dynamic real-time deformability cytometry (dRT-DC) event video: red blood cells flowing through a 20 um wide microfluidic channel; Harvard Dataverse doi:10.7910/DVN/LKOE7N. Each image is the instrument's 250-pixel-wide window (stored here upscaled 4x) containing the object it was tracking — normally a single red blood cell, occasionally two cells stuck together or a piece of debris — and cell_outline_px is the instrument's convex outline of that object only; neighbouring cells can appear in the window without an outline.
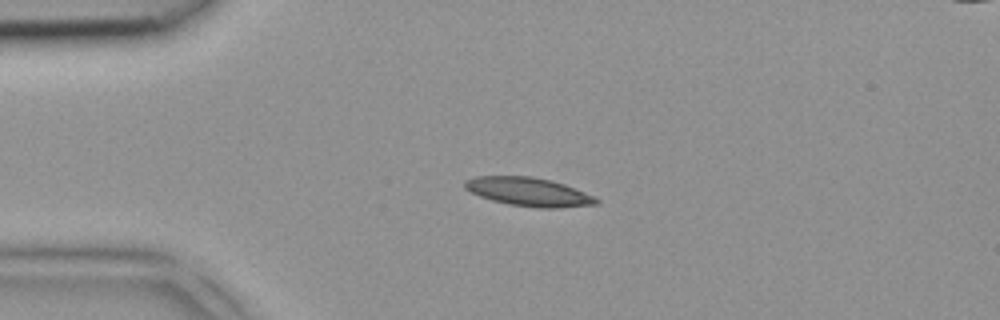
{"species": "common noctule bat (a hibernating species)", "species_latin": "Nyctalus noctula", "temperature_condition": "room temperature", "stored_images_in_passage": 2, "camera_frame_rate_fps": 3000, "um_per_image_px": 0.085, "animal": {"sex": "female", "body_mass_g": 18.4}, "frame": {"image": 1, "passage_image": 2, "time_ms": 0.333, "image_size_px": [1000, 320], "cell_outline_px": [[600, 204], [556, 208], [540, 208], [508, 204], [492, 200], [480, 196], [464, 188], [464, 180], [476, 176], [532, 176], [552, 180], [564, 184], [584, 192], [600, 200]], "centroid_in_image_um": [44.93, 16.3], "position_along_channel_um": 40.1, "area_um2": 21.91}}